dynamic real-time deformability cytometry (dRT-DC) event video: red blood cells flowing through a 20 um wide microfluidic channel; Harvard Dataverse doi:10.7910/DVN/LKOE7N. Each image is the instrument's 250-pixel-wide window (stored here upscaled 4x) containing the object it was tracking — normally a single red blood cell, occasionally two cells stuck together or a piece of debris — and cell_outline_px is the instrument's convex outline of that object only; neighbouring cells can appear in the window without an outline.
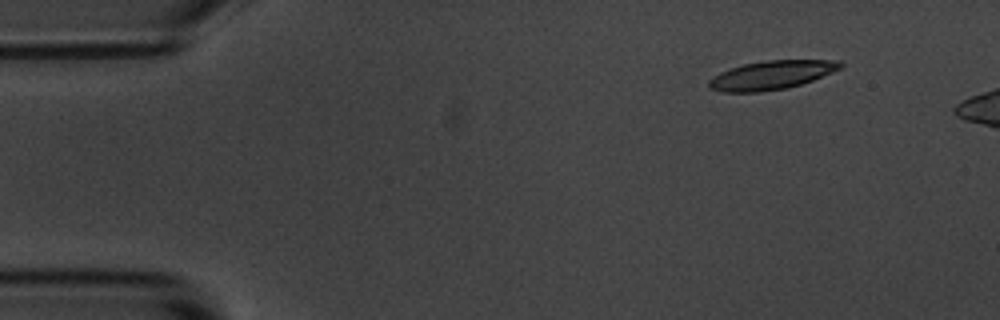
{"species": "common noctule bat (a hibernating species)", "species_latin": "Nyctalus noctula", "temperature_condition": "room temperature", "stored_images_in_passage": 3, "camera_frame_rate_fps": 3000, "um_per_image_px": 0.085, "animal": {"sex": "male", "body_mass_g": 20.1, "forearm_length_mm": 53.5}, "frame": {"image": 1, "passage_image": 1, "time_ms": 0.0, "image_size_px": [1000, 320], "cell_outline_px": [[844, 64], [840, 68], [832, 72], [812, 80], [788, 88], [756, 92], [724, 92], [708, 88], [708, 80], [720, 72], [744, 64], [768, 60], [840, 60]], "centroid_in_image_um": [65.56, 6.38], "position_along_channel_um": 19.4, "area_um2": 21.85}}